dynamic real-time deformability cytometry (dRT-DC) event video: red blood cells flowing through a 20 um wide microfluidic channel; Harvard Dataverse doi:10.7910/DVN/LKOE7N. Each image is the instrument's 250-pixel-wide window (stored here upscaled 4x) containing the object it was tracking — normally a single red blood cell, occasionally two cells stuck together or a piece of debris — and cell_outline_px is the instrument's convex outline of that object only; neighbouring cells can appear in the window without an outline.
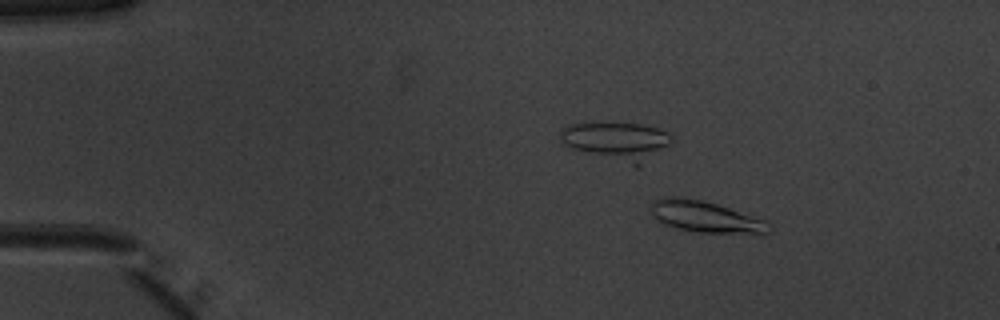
{"species": "common noctule bat (a hibernating species)", "species_latin": "Nyctalus noctula", "temperature_condition": "warm", "stored_images_in_passage": 43, "camera_frame_rate_fps": 3000, "um_per_image_px": 0.085, "animal": {"sex": "male", "body_mass_g": 20.1, "forearm_length_mm": 53.5}, "frame": {"image": 1, "passage_image": 8, "time_ms": 2.333, "image_size_px": [1000, 320], "cell_outline_px": [[772, 228], [764, 236], [696, 232], [676, 228], [664, 224], [656, 220], [652, 216], [652, 204], [656, 200], [668, 196], [676, 196], [704, 200], [768, 220], [772, 224]], "centroid_in_image_um": [60.11, 18.47], "position_along_channel_um": 24.9, "area_um2": 22.43}}
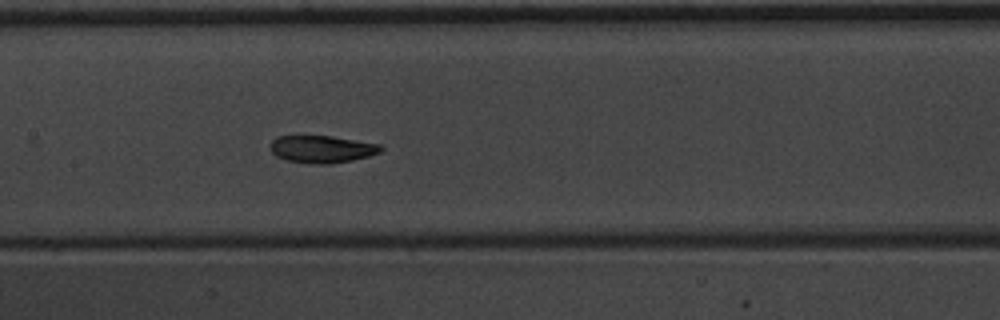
{"frame": {"image": 2, "passage_image": 26, "time_ms": 8.333, "image_size_px": [1000, 320], "cell_outline_px": [[384, 148], [380, 152], [368, 156], [352, 160], [332, 164], [312, 164], [288, 160], [276, 156], [268, 148], [268, 144], [276, 136], [332, 136], [380, 144]], "centroid_in_image_um": [27.33, 12.67], "position_along_channel_um": 180.1, "area_um2": 17.74}}
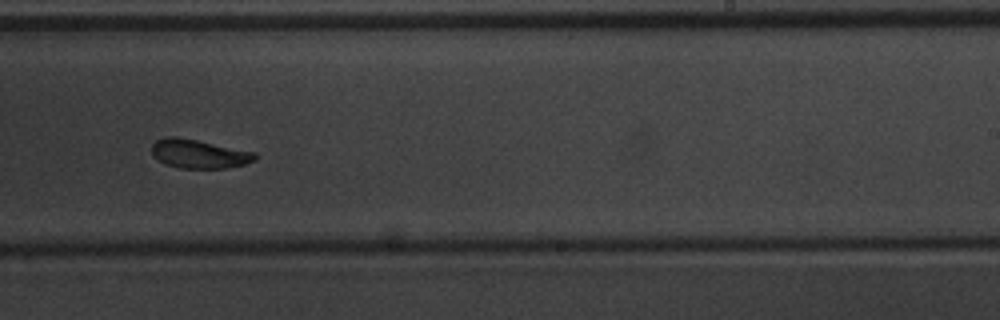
{"frame": {"image": 3, "passage_image": 33, "time_ms": 10.667, "image_size_px": [1000, 320], "cell_outline_px": [[256, 160], [244, 164], [228, 168], [180, 168], [164, 164], [152, 156], [152, 144], [156, 140], [164, 136], [176, 136], [256, 152]], "centroid_in_image_um": [16.88, 13.07], "position_along_channel_um": 272.1, "area_um2": 17.46}, "authors_computed_cell_mechanics": {"area_um2": 17.9758, "velocity_mm_per_s": 3.962, "shape_relaxation_time_tau1_ms": 1.7919, "shape_relaxation_time_tau2_ms": 10.6681, "deformation_change_tau1": 0.1103, "deformation_change_tau2": 0.1487}}